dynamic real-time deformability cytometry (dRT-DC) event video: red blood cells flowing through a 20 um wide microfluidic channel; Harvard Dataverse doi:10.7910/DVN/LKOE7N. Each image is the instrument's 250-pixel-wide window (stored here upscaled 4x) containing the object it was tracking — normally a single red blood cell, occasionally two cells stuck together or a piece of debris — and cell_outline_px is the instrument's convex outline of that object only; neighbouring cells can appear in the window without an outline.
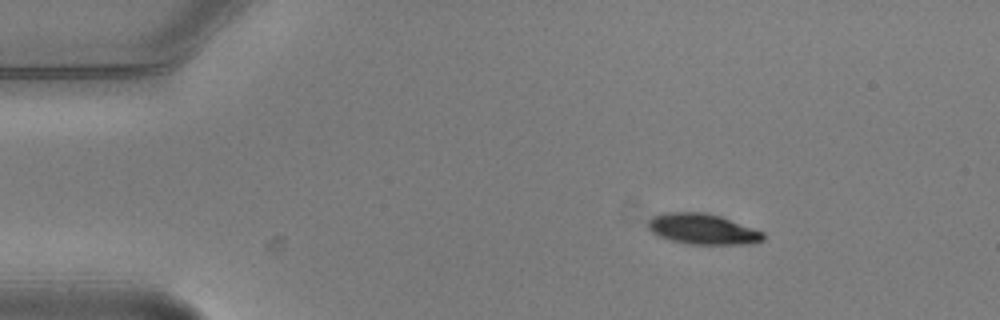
{"species": "common noctule bat (a hibernating species)", "species_latin": "Nyctalus noctula", "temperature_condition": "warm", "stored_images_in_passage": 4, "camera_frame_rate_fps": 3000, "um_per_image_px": 0.085, "animal": {"sex": "male", "body_mass_g": 20.5, "forearm_length_mm": 52.5}, "frame": {"image": 1, "passage_image": 2, "time_ms": 0.333, "image_size_px": [1000, 320], "cell_outline_px": [[764, 240], [752, 244], [692, 244], [672, 240], [660, 236], [652, 232], [648, 228], [648, 220], [652, 216], [668, 212], [704, 212], [720, 216], [764, 232]], "centroid_in_image_um": [59.74, 19.46], "position_along_channel_um": 25.3, "area_um2": 20.4}}
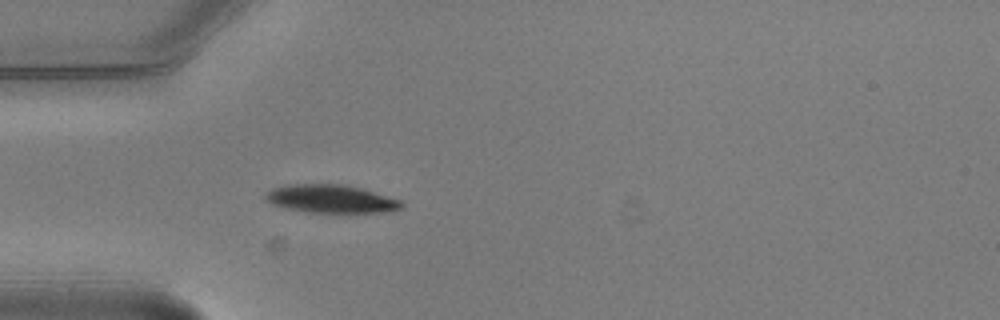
{"frame": {"image": 2, "passage_image": 4, "time_ms": 1.0, "image_size_px": [1000, 320], "cell_outline_px": [[404, 208], [384, 212], [348, 216], [308, 212], [288, 208], [272, 204], [264, 200], [264, 196], [272, 188], [288, 184], [348, 184], [364, 188], [400, 200], [404, 204]], "centroid_in_image_um": [28.22, 16.94], "position_along_channel_um": 56.8, "area_um2": 23.52}}